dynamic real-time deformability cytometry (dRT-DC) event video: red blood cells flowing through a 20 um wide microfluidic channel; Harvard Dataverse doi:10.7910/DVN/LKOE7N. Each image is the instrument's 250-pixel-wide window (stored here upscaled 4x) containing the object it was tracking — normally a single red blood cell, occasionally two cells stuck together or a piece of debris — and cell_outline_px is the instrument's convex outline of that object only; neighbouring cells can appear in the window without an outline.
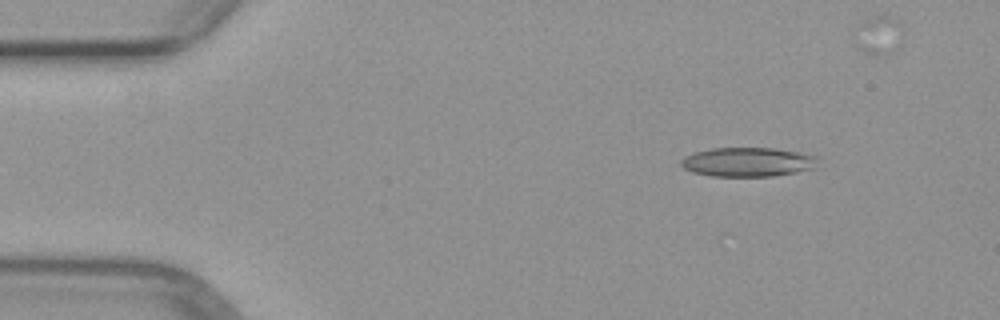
{"species": "common noctule bat (a hibernating species)", "species_latin": "Nyctalus noctula", "temperature_condition": "warm", "stored_images_in_passage": 4, "camera_frame_rate_fps": 3000, "um_per_image_px": 0.085, "animal": {"sex": "female", "body_mass_g": 29.2, "forearm_length_mm": 56.3}, "frame": {"image": 1, "passage_image": 1, "time_ms": 0.0, "image_size_px": [1000, 320], "cell_outline_px": [[816, 168], [796, 172], [772, 176], [712, 176], [692, 172], [684, 168], [680, 164], [680, 160], [684, 156], [696, 152], [712, 148], [776, 148], [800, 152], [816, 156]], "centroid_in_image_um": [63.55, 13.77], "position_along_channel_um": 21.4, "area_um2": 23.29}}
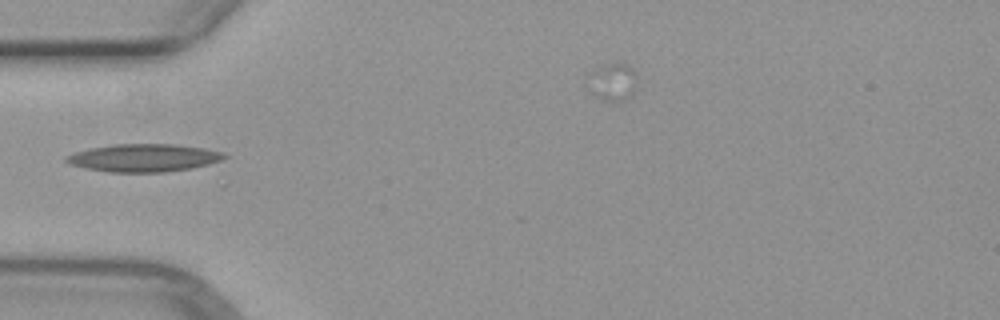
{"frame": {"image": 2, "passage_image": 3, "time_ms": 3.333, "image_size_px": [1000, 320], "cell_outline_px": [[228, 156], [220, 160], [208, 164], [188, 168], [164, 172], [108, 172], [84, 168], [72, 164], [64, 160], [64, 156], [76, 152], [92, 148], [112, 144], [176, 144], [204, 148], [224, 152]], "centroid_in_image_um": [12.21, 13.41], "position_along_channel_um": 72.8, "area_um2": 25.43}}